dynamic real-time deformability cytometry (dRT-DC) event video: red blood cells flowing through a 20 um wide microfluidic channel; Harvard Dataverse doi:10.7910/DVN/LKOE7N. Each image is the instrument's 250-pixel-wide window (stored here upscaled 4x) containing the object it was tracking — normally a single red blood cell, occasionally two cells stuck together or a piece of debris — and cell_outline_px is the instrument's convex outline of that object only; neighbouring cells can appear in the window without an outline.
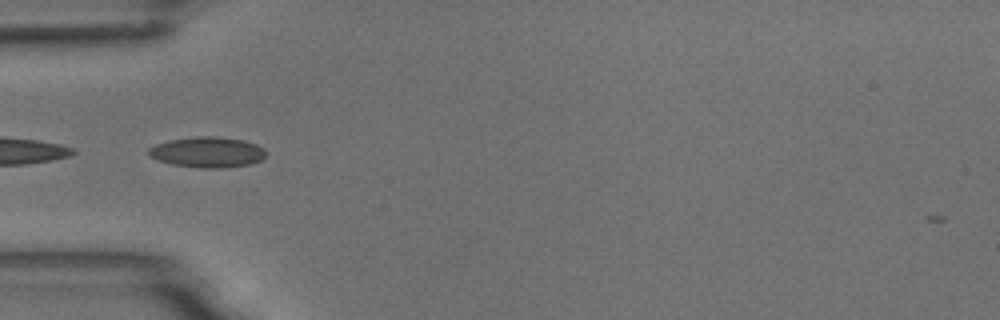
{"species": "common noctule bat (a hibernating species)", "species_latin": "Nyctalus noctula", "temperature_condition": "room temperature", "stored_images_in_passage": 3, "camera_frame_rate_fps": 3000, "um_per_image_px": 0.085, "animal": {"sex": "male", "body_mass_g": 18.8}, "frame": {"image": 1, "passage_image": 1, "time_ms": 0.0, "image_size_px": [1000, 320], "cell_outline_px": [[264, 156], [260, 160], [248, 164], [224, 168], [200, 168], [172, 164], [160, 160], [152, 156], [148, 152], [148, 148], [156, 144], [168, 140], [196, 136], [216, 136], [244, 140], [256, 144], [264, 148]], "centroid_in_image_um": [17.63, 12.92], "position_along_channel_um": 67.4, "area_um2": 20.75}}